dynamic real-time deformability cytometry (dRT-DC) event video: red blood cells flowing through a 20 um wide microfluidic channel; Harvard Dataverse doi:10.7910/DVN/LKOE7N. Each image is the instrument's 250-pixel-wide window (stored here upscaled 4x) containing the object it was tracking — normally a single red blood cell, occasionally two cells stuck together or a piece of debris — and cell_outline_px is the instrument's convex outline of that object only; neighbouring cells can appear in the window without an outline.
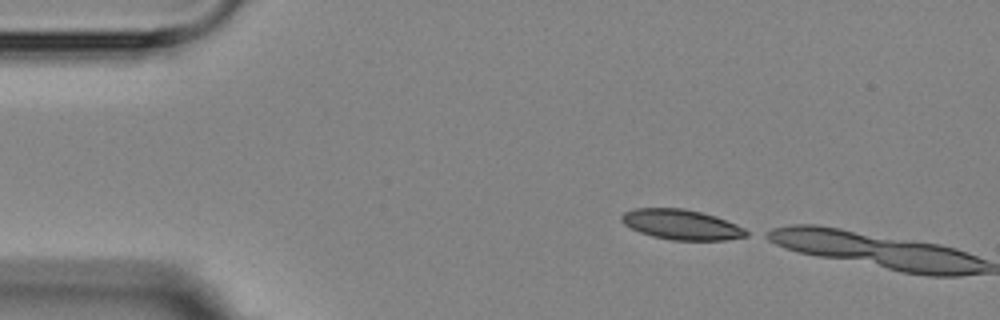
{"species": "Egyptian fruit bat (a non-hibernating species)", "species_latin": "Rousettus aegyptiacus", "temperature_condition": "room temperature", "stored_images_in_passage": 2, "camera_frame_rate_fps": 3000, "um_per_image_px": 0.085, "animal": {"sex": "female"}, "frame": {"image": 1, "passage_image": 1, "time_ms": 0.0, "image_size_px": [1000, 320], "cell_outline_px": [[752, 232], [748, 236], [724, 240], [672, 240], [652, 236], [640, 232], [624, 224], [620, 220], [620, 216], [624, 212], [636, 208], [684, 208], [716, 216], [736, 224]], "centroid_in_image_um": [57.94, 19.09], "position_along_channel_um": 27.1, "area_um2": 21.96}}